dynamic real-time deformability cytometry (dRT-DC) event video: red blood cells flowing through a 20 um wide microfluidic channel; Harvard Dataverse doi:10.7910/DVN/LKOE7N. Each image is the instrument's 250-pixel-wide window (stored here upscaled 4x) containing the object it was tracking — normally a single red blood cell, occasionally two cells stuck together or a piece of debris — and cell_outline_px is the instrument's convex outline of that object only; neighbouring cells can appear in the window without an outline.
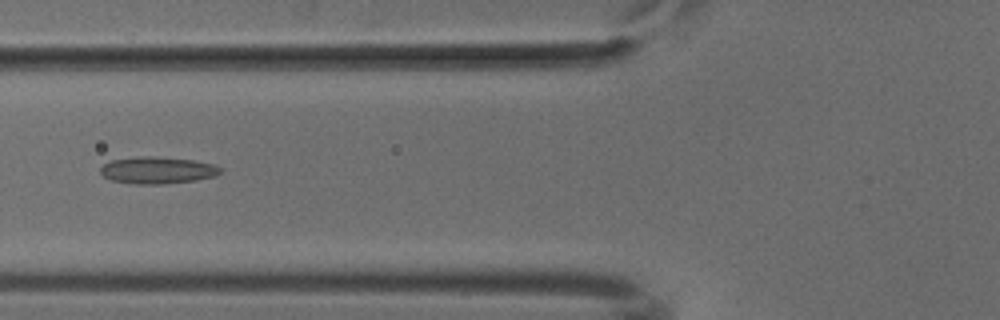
{"species": "common noctule bat (a hibernating species)", "species_latin": "Nyctalus noctula", "temperature_condition": "cold", "stored_images_in_passage": 48, "camera_frame_rate_fps": 3000, "um_per_image_px": 0.085, "animal": {"sex": "male", "body_mass_g": 18.8}, "frame": {"image": 1, "passage_image": 18, "time_ms": 5.667, "image_size_px": [1000, 320], "cell_outline_px": [[220, 172], [216, 176], [196, 180], [164, 184], [136, 184], [112, 180], [104, 176], [100, 172], [100, 168], [104, 164], [112, 160], [136, 156], [152, 156], [192, 160], [212, 164], [220, 168]], "centroid_in_image_um": [13.36, 14.47], "position_along_channel_um": 112.4, "area_um2": 18.67}}
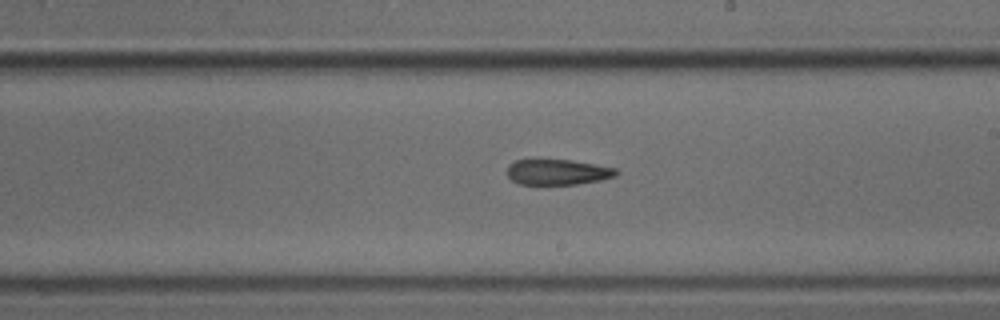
{"frame": {"image": 2, "passage_image": 28, "time_ms": 9.0, "image_size_px": [1000, 320], "cell_outline_px": [[620, 172], [616, 176], [600, 180], [576, 184], [520, 184], [512, 180], [508, 176], [508, 164], [516, 160], [568, 160], [616, 168]], "centroid_in_image_um": [47.4, 14.63], "position_along_channel_um": 241.6, "area_um2": 16.01}}
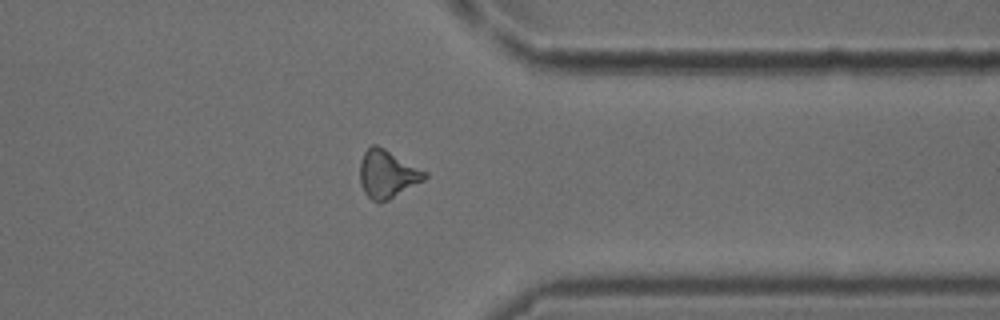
{"frame": {"image": 3, "passage_image": 39, "time_ms": 12.667, "image_size_px": [1000, 320], "cell_outline_px": [[428, 176], [424, 180], [388, 200], [380, 204], [372, 200], [364, 192], [360, 184], [360, 160], [364, 152], [372, 144], [376, 144], [384, 148], [428, 172]], "centroid_in_image_um": [32.91, 14.8], "position_along_channel_um": 378.5, "area_um2": 18.15}}